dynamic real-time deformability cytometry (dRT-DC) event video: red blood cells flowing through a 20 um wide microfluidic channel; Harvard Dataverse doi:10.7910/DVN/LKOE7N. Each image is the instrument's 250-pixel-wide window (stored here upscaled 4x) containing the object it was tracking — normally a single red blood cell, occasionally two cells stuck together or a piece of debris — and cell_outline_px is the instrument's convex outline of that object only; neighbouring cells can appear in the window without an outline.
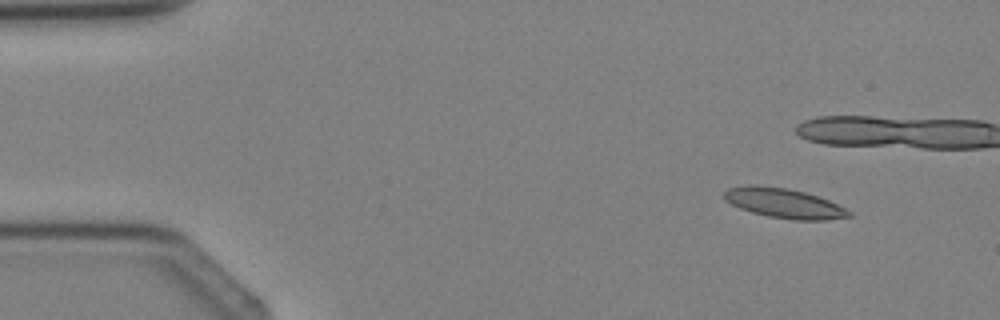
{"species": "Egyptian fruit bat (a non-hibernating species)", "species_latin": "Rousettus aegyptiacus", "temperature_condition": "cold", "stored_images_in_passage": 3, "camera_frame_rate_fps": 3000, "um_per_image_px": 0.085, "animal": {"sex": "female"}, "frame": {"image": 1, "passage_image": 1, "time_ms": 0.0, "image_size_px": [1000, 320], "cell_outline_px": [[852, 216], [828, 220], [796, 220], [768, 216], [752, 212], [740, 208], [724, 200], [724, 192], [728, 188], [748, 184], [756, 184], [788, 188], [804, 192], [828, 200], [852, 212]], "centroid_in_image_um": [66.62, 17.26], "position_along_channel_um": 18.4, "area_um2": 21.62}}